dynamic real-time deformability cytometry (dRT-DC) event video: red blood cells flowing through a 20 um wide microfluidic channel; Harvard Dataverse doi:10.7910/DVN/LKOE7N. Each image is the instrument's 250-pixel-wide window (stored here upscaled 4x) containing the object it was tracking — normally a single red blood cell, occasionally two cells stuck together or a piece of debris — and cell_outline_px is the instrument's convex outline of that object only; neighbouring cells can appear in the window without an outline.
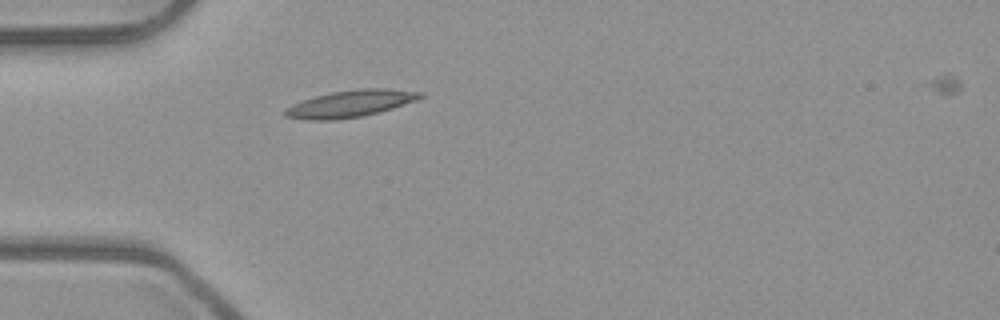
{"species": "common noctule bat (a hibernating species)", "species_latin": "Nyctalus noctula", "temperature_condition": "room temperature", "stored_images_in_passage": 4, "camera_frame_rate_fps": 3000, "um_per_image_px": 0.085, "animal": {"sex": "male", "body_mass_g": 23.1, "forearm_length_mm": 52.7}, "frame": {"image": 1, "passage_image": 3, "time_ms": 0.667, "image_size_px": [1000, 320], "cell_outline_px": [[424, 96], [416, 100], [380, 112], [364, 116], [332, 120], [308, 120], [284, 116], [284, 108], [292, 104], [316, 96], [332, 92], [360, 88], [384, 88], [424, 92]], "centroid_in_image_um": [29.79, 8.81], "position_along_channel_um": 55.2, "area_um2": 21.15}}